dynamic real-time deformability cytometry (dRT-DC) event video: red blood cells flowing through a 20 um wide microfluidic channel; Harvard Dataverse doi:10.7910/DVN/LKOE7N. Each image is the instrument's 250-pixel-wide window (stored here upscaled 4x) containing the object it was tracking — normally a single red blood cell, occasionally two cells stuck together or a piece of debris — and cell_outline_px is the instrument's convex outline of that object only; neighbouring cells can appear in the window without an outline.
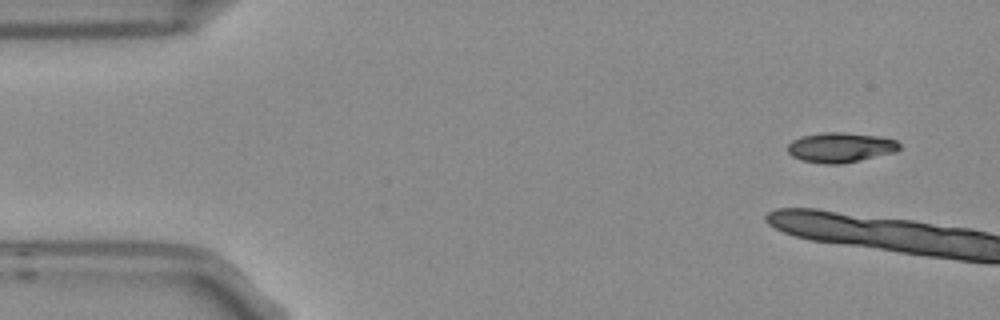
{"species": "Egyptian fruit bat (a non-hibernating species)", "species_latin": "Rousettus aegyptiacus", "temperature_condition": "room temperature", "stored_images_in_passage": 5, "camera_frame_rate_fps": 3000, "um_per_image_px": 0.085, "frame": {"image": 1, "passage_image": 1, "time_ms": 0.0, "image_size_px": [1000, 320], "cell_outline_px": [[900, 148], [896, 152], [840, 164], [824, 164], [804, 160], [792, 156], [788, 152], [788, 144], [792, 140], [800, 136], [824, 132], [844, 132], [880, 136], [896, 140], [900, 144]], "centroid_in_image_um": [71.45, 12.52], "position_along_channel_um": 13.6, "area_um2": 19.48}}